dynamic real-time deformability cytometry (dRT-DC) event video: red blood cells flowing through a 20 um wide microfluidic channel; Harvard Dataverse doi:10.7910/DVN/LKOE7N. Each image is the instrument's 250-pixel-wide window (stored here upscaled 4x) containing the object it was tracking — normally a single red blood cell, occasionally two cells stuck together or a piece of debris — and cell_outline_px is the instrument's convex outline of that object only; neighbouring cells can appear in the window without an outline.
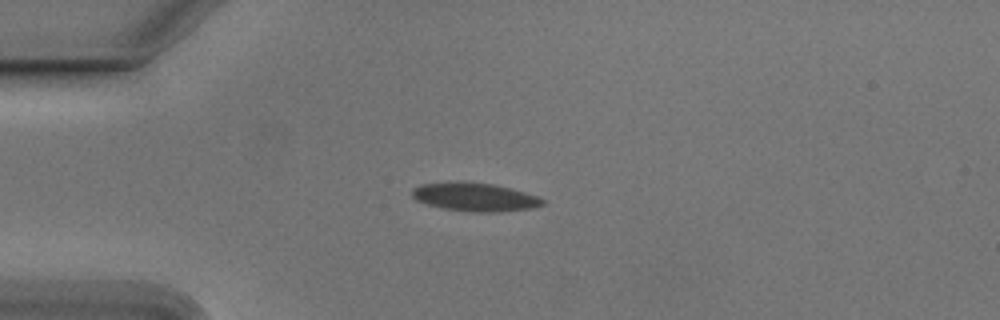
{"species": "Egyptian fruit bat (a non-hibernating species)", "species_latin": "Rousettus aegyptiacus", "temperature_condition": "cold", "stored_images_in_passage": 41, "camera_frame_rate_fps": 3000, "um_per_image_px": 0.085, "animal": {"sex": "male"}, "frame": {"image": 1, "passage_image": 1, "time_ms": 0.0, "image_size_px": [1000, 320], "cell_outline_px": [[544, 204], [536, 208], [500, 212], [472, 212], [444, 208], [428, 204], [416, 200], [412, 196], [412, 188], [420, 184], [492, 184], [524, 192], [536, 196], [544, 200]], "centroid_in_image_um": [40.42, 16.8], "position_along_channel_um": 44.6, "area_um2": 20.75}}
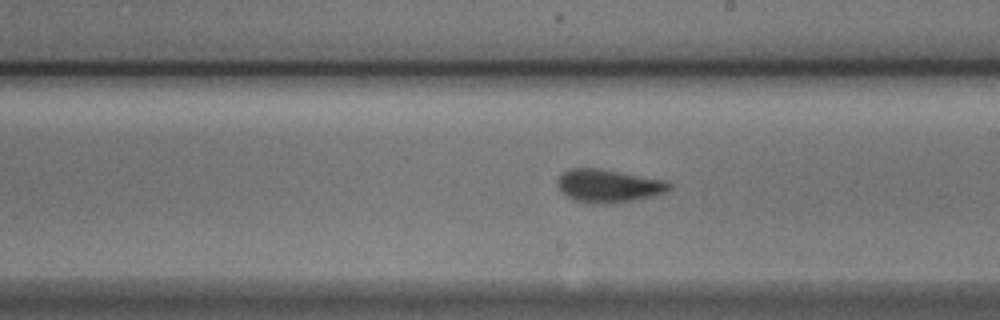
{"frame": {"image": 2, "passage_image": 18, "time_ms": 5.667, "image_size_px": [1000, 320], "cell_outline_px": [[672, 188], [668, 192], [636, 200], [608, 204], [592, 204], [572, 200], [560, 192], [556, 184], [556, 180], [568, 168], [596, 168], [668, 180], [672, 184]], "centroid_in_image_um": [51.72, 15.81], "position_along_channel_um": 237.3, "area_um2": 22.02}}
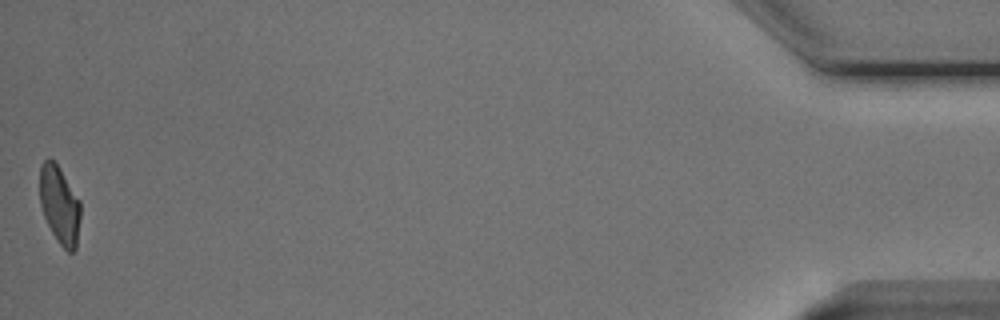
{"frame": {"image": 3, "passage_image": 41, "time_ms": 13.333, "image_size_px": [1000, 320], "cell_outline_px": [[80, 220], [76, 248], [72, 252], [68, 252], [60, 244], [52, 232], [44, 216], [40, 204], [40, 168], [44, 160], [48, 156], [56, 164], [80, 200]], "centroid_in_image_um": [5.07, 17.43], "position_along_channel_um": 430.1, "area_um2": 18.26}, "authors_computed_cell_mechanics": {"area_um2": 20.5768, "velocity_mm_per_s": 3.7846, "shape_relaxation_time_tau1_ms": 4.7013, "shape_relaxation_time_tau2_ms": 1.5051, "deformation_change_tau1": 0.1434, "deformation_change_tau2": 0.0466}}